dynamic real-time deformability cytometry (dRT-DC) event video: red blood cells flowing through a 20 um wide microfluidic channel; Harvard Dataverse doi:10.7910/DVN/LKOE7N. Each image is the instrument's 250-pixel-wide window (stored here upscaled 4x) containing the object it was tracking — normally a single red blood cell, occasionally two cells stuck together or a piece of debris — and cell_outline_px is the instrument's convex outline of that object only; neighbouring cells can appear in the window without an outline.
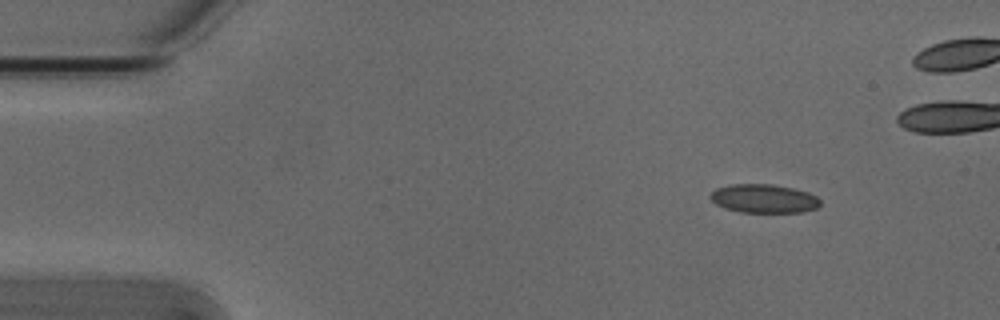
{"species": "Egyptian fruit bat (a non-hibernating species)", "species_latin": "Rousettus aegyptiacus", "temperature_condition": "cold", "stored_images_in_passage": 2, "camera_frame_rate_fps": 3000, "um_per_image_px": 0.085, "animal": {"sex": "male"}, "frame": {"image": 1, "passage_image": 2, "time_ms": 0.333, "image_size_px": [1000, 320], "cell_outline_px": [[820, 204], [816, 208], [804, 212], [740, 212], [724, 208], [716, 204], [708, 196], [716, 188], [732, 184], [772, 184], [796, 188], [808, 192], [816, 196], [820, 200]], "centroid_in_image_um": [64.93, 16.87], "position_along_channel_um": 20.1, "area_um2": 18.5}}